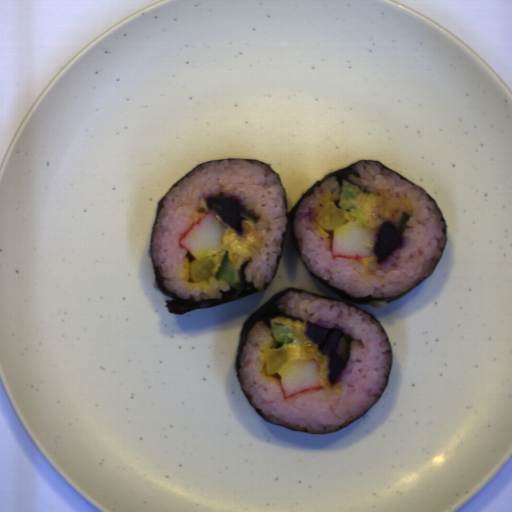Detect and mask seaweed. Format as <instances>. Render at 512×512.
Instances as JSON below:
<instances>
[{"instance_id":"obj_1","label":"seaweed","mask_w":512,"mask_h":512,"mask_svg":"<svg viewBox=\"0 0 512 512\" xmlns=\"http://www.w3.org/2000/svg\"><path fill=\"white\" fill-rule=\"evenodd\" d=\"M223 159H243V160H249V161H252L253 159H248V158H242V157H229V158H220V159H213V160H206L204 162H212V161H222ZM255 160V159H254ZM256 161H259V160H256ZM362 160H358L356 162H353L351 164H348L344 167H341L339 169H336L334 171H332L331 173L325 175L323 178H321L320 180H316L312 185L311 187L306 191V192H302L301 195L299 196V198L297 199V201L295 202V204L293 205V207L290 209V211L288 212V197H287V189L280 177V175L278 174L277 171H275L273 169V167L271 166V164L267 163V162H263V161H259L261 163H264L266 164L268 167H270L274 173H277L280 181H281V184L285 190V205H286V212H287V217H288V224L286 226L287 230L286 232L283 234V244H282V249H283V252H284V244H285V237L289 231V237H290V242H291V245L294 247V249L296 250V252L298 253L299 257H300V251H299V246H298V242H297V239L294 235V230H293V220H294V216H295V212L299 206V204L303 201V199L305 197H308L310 196V194H314L313 193V190H314V187H320L321 184L323 183L324 180H326L327 178L329 177H334L336 178L337 181H339V184H340V187H341V178H344V179H347L346 177H360L359 173L356 172L355 170L352 169L351 166H353L354 164L360 162ZM363 161H372V162H375V163H379V164H382V168H385V169H388L398 175H400V178L401 180H406V181H410L413 185L423 189L429 196V198L435 202V206L439 208L442 216H443V219L442 221H445V225H446V229L443 230V233L446 234V246L442 249V255H441V258L446 250V247H447V243H448V237H447V221L445 219V216L442 212V210L440 209L439 205L437 204V202L430 196V194L424 189L422 188L421 186H419L418 184H416L415 182L411 181L410 179L406 178L405 176H403L402 174L394 171L393 169L387 167L385 164H383L380 160H374V159H364ZM203 162L199 163V164H196L193 168H191L185 175H183L178 181H176L171 187H176L178 182L180 180H182L185 176H187L190 172H192L195 168H197L199 165L201 166ZM348 180V179H347ZM349 182H351L350 180H348ZM170 187V188H171ZM170 188L165 192V194L160 198V200L157 202L156 204V208H155V211H154V216H153V222H152V228H151V234H150V241H149V247H148V252H149V256H150V260H151V265H152V269H153V274H154V281H153V285L154 287H156L162 294L168 296V297H172L171 300H165L164 299V303H166L165 308L167 310V312H170L172 314H185V313H189V312H192L194 309H200V308H208V307H216V306H219V305H222V304H225V303H228V302H231V301H235V300H238V299H241V298H244V297H247V296H250V295H253L255 293H258V292H263V291H257L255 289V287L253 286L252 282H246L245 281V277H244V274H243V270H244V267L247 265V263L249 261H251V258L249 259V261L245 262L241 269H240V276H241V282H242V288L239 291H237L236 289L232 288L231 287V290L229 292H225V291H221L222 293V299H208L207 300H201L199 301L198 303H194L192 298L190 299H185V300H181L179 297H177L175 294H173L172 292L168 291L165 289V287L163 286L162 284V281L163 279L165 278H161L156 267L153 266V259H152V248H151V240H152V234H153V228H154V224L156 222V219H157V215L160 211V209L162 208V200L164 198V196L167 194V192L170 190ZM283 257V254L282 256H278V259H277V263H278V267H277V270H276V274L278 272V269H279V266H280V262H281V259ZM440 258V260H441ZM301 259V258H300ZM440 260L438 261V263L440 262ZM303 265L305 266L306 270L313 276L315 277L320 283H322L325 287H327L330 291H332L334 294H336L337 296H339L340 298H342L343 300H347V301H351L353 303H356L358 305H371V301H386L387 304H390L404 296H406L407 294H409L411 291H413L416 287H418L420 284H422L425 280H427L430 276L433 275L437 265L435 266V268L433 269L432 273L426 278L424 279L423 281H421L419 284H417L416 286H414L413 288L409 289L408 291L402 293L401 295L397 296V297H391V298H372L371 295L370 296H367V297H364V298H353L351 297L350 295L346 294V291L345 290H340L330 284H328V280H325V279H322L321 277H317L312 271H309L308 268L306 267V262H304L302 259H301ZM275 274V276H276ZM274 276V278H275ZM273 278V280H274ZM272 280V282H273ZM271 282V283H272ZM271 283L269 284H265V287H264V292L267 290V288L271 285Z\"/></svg>"},{"instance_id":"obj_2","label":"seaweed","mask_w":512,"mask_h":512,"mask_svg":"<svg viewBox=\"0 0 512 512\" xmlns=\"http://www.w3.org/2000/svg\"><path fill=\"white\" fill-rule=\"evenodd\" d=\"M290 289H291L293 292H304V293H310V294H312V295H314V296H317V297H319V298H324V299H329V300H335V301H341V300H338V299L333 298V297H330V296H325V295H320V294H316V293H311V292L306 291V290H304V289H297V288H290V287H287V288H284V289H281V290H279V291L275 292V293L273 294V296H272L268 301H266L263 305H261L258 309H256V310H255V311L250 315V317H249V318H248V319H247V320L242 324L241 331H240V335H239V343H238V345H237V352H236V356H235V360H234V366H235V369H236V378H237V381H238V384H239L240 388H241V385H240V379H239V373H238V370H239V357H240V352H241V349H242V347H243V345H244L245 339H246L247 335L249 334L250 330L252 329L253 325H254L255 323H257L259 320H263L264 324H265L267 327H269V328L271 329L270 324H269V319H271V318H276L278 315H279V316H281V317H284V318H292V320H299V321L303 322V318H302V317H298V318H297V317L289 316V315H286V314H283V313L279 312V311H278V309H277V307H276V305H275V303H274V302L278 301V300H279V299H280L284 294H286ZM345 303H346V302H345ZM346 304H348V306H354V305H351V304H349V303H346ZM354 307H356L357 309H360V310H362L363 312L367 313L368 315H370V316H371V318H374V319H375V320L380 324V326L382 327V329H383L384 333H385V334H386V336H387V337H386V340H389V343H390V349H391V368H390V373H389V375H388V377H387V384H386V386H385V388H384V390H383V392H382V394H381V396H382V395H383V393H384V391L386 390V388H387L388 384H389V381H390V378H391V374H392V368H393V351H392L391 341H390V339H389V337H388V334H387V332H386L385 328L383 327V325L381 324V322H380V321H379V320H378L374 315H372V314H371L370 312H368L367 310H364V309L359 308V307H357V306H354ZM241 390H242V392H243V394H244V396H245V398H246L247 402L250 404V406H251V407H252V408L257 412V414H258L262 419H264V418H263V416H262V412H261V410H260V409H255V408H254V406L250 403L249 399H250L252 396H249L248 394H246V393H245V391H244L242 388H241ZM381 396H380V398H381ZM380 398H379V400H380ZM379 400H378V401H379ZM378 401H377V402H378ZM377 402H376V403H377ZM376 403H375V404H376ZM375 404H374V405H375ZM374 405H373V406H374ZM373 406H372V407H373ZM372 407H371V408H372ZM371 408H370V409H371ZM370 409H369V410H370ZM369 410H368V411H369ZM368 411H367V412H368ZM367 412H365L363 415H361L360 417H358L357 419H355L354 421H352L351 423L347 424L346 426H344V427L340 428V429H339V430H337V431H341V430H343L344 428H346L347 426H349L350 424H352V423H354L355 421H357V420L361 419L362 417H364V416L367 414ZM265 421H267V420H265ZM267 422H268V423H271V424H274V423L269 422V421H267ZM274 425L280 426V427L285 428V429H287V430H292V431H298V432H303V433H309V434H312V433L308 432V431H307V429H305V430H302V429H291V428L286 427V426H284V425H279V424H274ZM337 431H333V432H330V433H334V432H337ZM330 433H313V434H315V435H316V434H330Z\"/></svg>"}]
</instances>
